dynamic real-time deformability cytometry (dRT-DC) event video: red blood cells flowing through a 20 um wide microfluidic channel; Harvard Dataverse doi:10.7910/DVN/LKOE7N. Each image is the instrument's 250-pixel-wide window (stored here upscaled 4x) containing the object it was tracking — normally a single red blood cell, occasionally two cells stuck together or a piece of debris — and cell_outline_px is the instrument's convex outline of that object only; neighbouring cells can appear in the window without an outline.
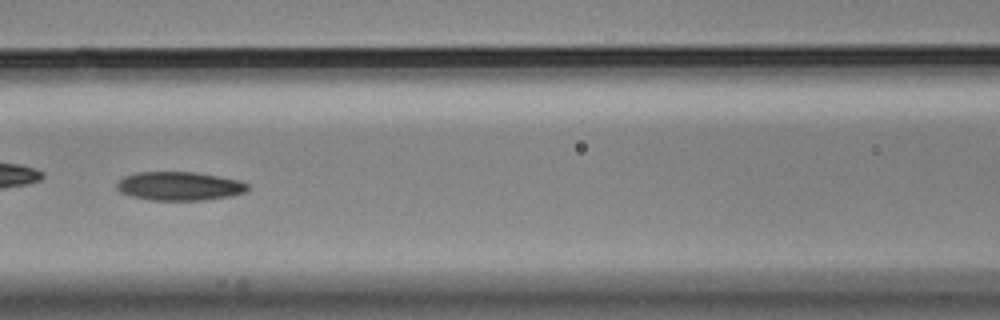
{"species": "Egyptian fruit bat (a non-hibernating species)", "species_latin": "Rousettus aegyptiacus", "temperature_condition": "cold", "stored_images_in_passage": 9, "camera_frame_rate_fps": 3000, "um_per_image_px": 0.085, "animal": {"sex": "male"}, "frame": {"image": 1, "passage_image": 6, "time_ms": 1.667, "image_size_px": [1000, 320], "cell_outline_px": [[248, 188], [244, 192], [232, 196], [204, 200], [148, 200], [132, 196], [120, 192], [116, 188], [116, 184], [124, 176], [136, 172], [196, 172], [240, 180], [248, 184]], "centroid_in_image_um": [15.24, 15.82], "position_along_channel_um": 151.4, "area_um2": 21.96}}
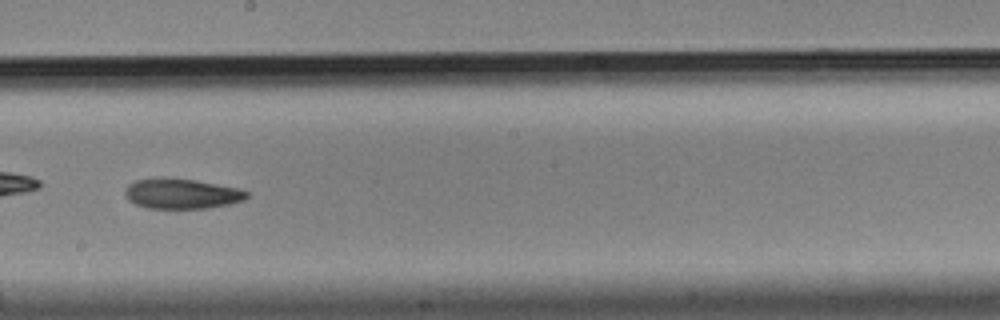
{"frame": {"image": 2, "passage_image": 8, "time_ms": 2.333, "image_size_px": [1000, 320], "cell_outline_px": [[248, 196], [244, 200], [228, 204], [208, 208], [148, 208], [136, 204], [128, 200], [124, 192], [124, 188], [128, 184], [136, 180], [160, 176], [168, 176], [196, 180], [236, 188], [248, 192]], "centroid_in_image_um": [15.38, 16.44], "position_along_channel_um": 232.8, "area_um2": 21.62}}
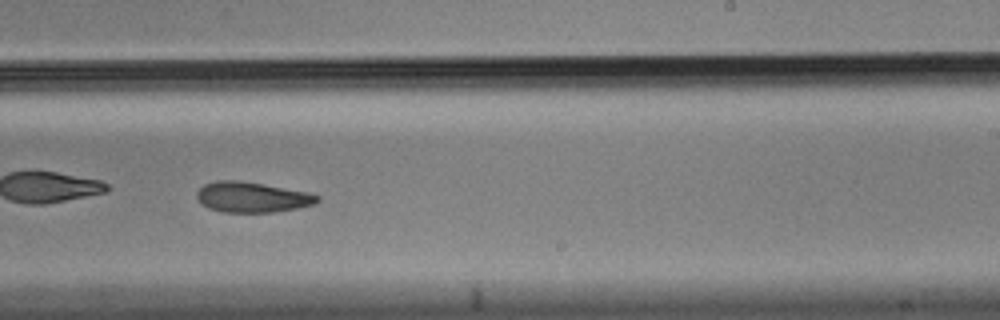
{"frame": {"image": 3, "passage_image": 9, "time_ms": 2.667, "image_size_px": [1000, 320], "cell_outline_px": [[320, 200], [316, 204], [296, 208], [272, 212], [224, 212], [208, 208], [196, 196], [196, 192], [204, 184], [216, 180], [236, 180], [308, 192], [320, 196]], "centroid_in_image_um": [21.43, 16.76], "position_along_channel_um": 267.6, "area_um2": 21.1}}